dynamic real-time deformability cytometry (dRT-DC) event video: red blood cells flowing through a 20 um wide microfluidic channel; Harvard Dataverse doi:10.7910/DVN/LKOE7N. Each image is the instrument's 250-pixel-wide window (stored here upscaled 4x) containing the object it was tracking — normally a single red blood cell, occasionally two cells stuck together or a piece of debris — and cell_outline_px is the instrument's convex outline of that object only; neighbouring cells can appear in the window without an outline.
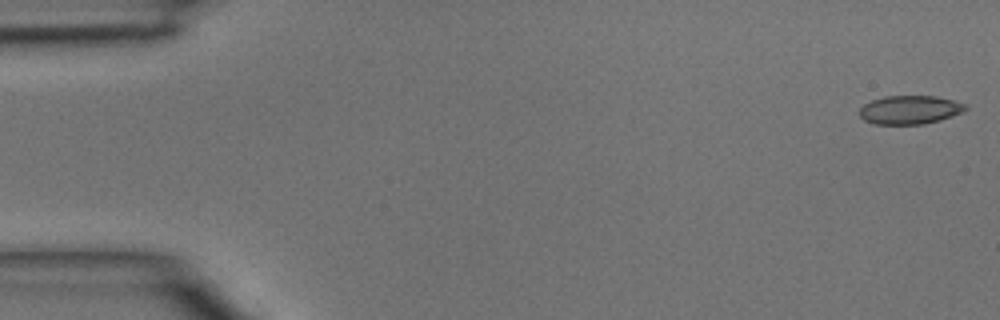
{"species": "common noctule bat (a hibernating species)", "species_latin": "Nyctalus noctula", "temperature_condition": "room temperature", "stored_images_in_passage": 3, "camera_frame_rate_fps": 3000, "um_per_image_px": 0.085, "animal": {"sex": "male", "body_mass_g": 15.6}, "frame": {"image": 1, "passage_image": 1, "time_ms": 0.0, "image_size_px": [1000, 320], "cell_outline_px": [[968, 108], [964, 112], [940, 120], [924, 124], [876, 124], [864, 120], [860, 116], [860, 108], [864, 104], [872, 100], [884, 96], [936, 96], [952, 100], [964, 104]], "centroid_in_image_um": [77.34, 9.33], "position_along_channel_um": 7.7, "area_um2": 17.63}}
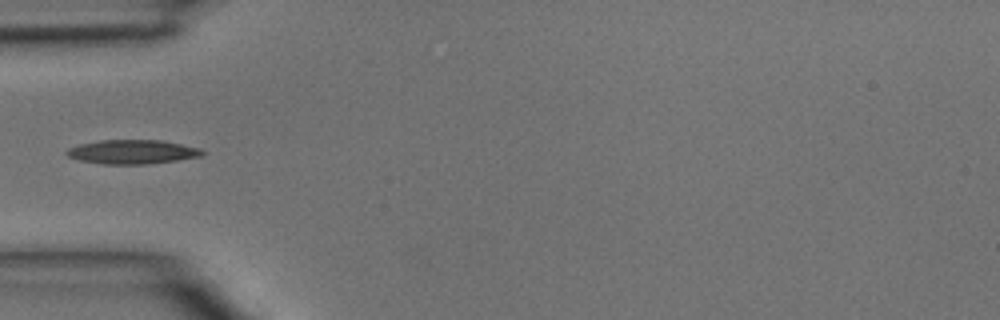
{"frame": {"image": 2, "passage_image": 3, "time_ms": 0.667, "image_size_px": [1000, 320], "cell_outline_px": [[204, 152], [200, 156], [176, 160], [148, 164], [100, 164], [80, 160], [68, 156], [64, 152], [68, 148], [80, 144], [100, 140], [160, 140], [200, 148]], "centroid_in_image_um": [11.2, 12.91], "position_along_channel_um": 73.8, "area_um2": 18.9}}